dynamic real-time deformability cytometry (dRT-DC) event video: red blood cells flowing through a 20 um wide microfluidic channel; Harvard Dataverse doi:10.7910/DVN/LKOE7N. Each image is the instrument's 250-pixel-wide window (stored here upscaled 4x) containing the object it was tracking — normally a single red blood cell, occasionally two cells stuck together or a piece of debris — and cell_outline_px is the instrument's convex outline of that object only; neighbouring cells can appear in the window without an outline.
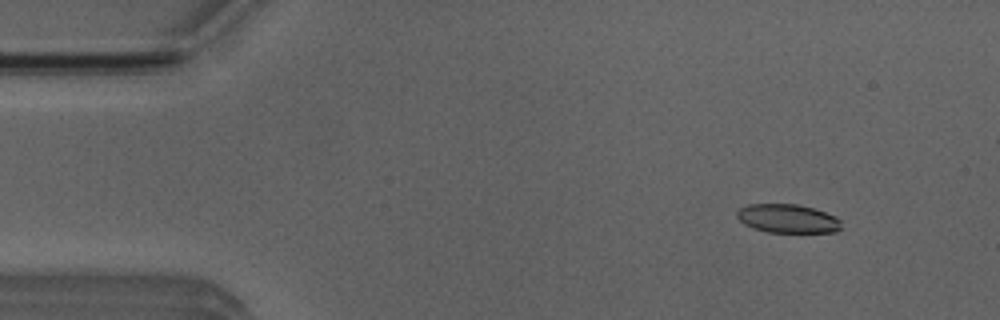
{"species": "Egyptian fruit bat (a non-hibernating species)", "species_latin": "Rousettus aegyptiacus", "temperature_condition": "room temperature", "stored_images_in_passage": 53, "camera_frame_rate_fps": 3000, "um_per_image_px": 0.085, "animal": {"sex": "male"}, "frame": {"image": 1, "passage_image": 5, "time_ms": 1.333, "image_size_px": [1000, 320], "cell_outline_px": [[840, 228], [836, 232], [768, 232], [752, 228], [744, 224], [736, 216], [736, 212], [740, 208], [748, 204], [796, 204], [812, 208], [836, 216], [840, 220]], "centroid_in_image_um": [66.92, 18.58], "position_along_channel_um": 18.1, "area_um2": 17.4}}
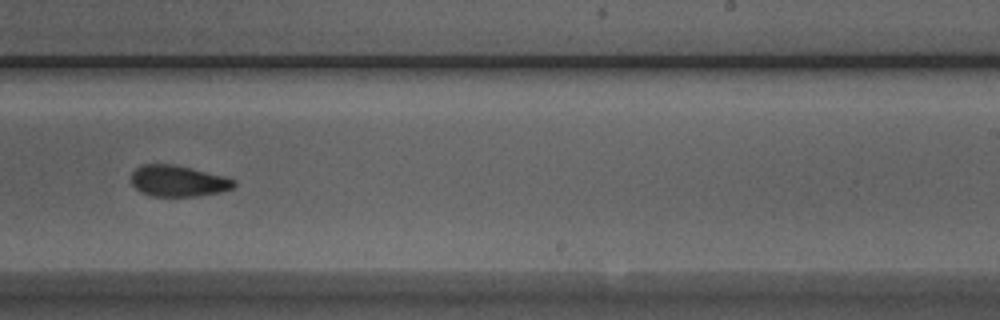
{"frame": {"image": 2, "passage_image": 32, "time_ms": 10.333, "image_size_px": [1000, 320], "cell_outline_px": [[236, 184], [232, 188], [220, 192], [196, 196], [152, 196], [140, 192], [132, 184], [132, 172], [136, 168], [144, 164], [176, 164], [224, 176], [236, 180]], "centroid_in_image_um": [15.14, 15.38], "position_along_channel_um": 273.9, "area_um2": 18.67}}
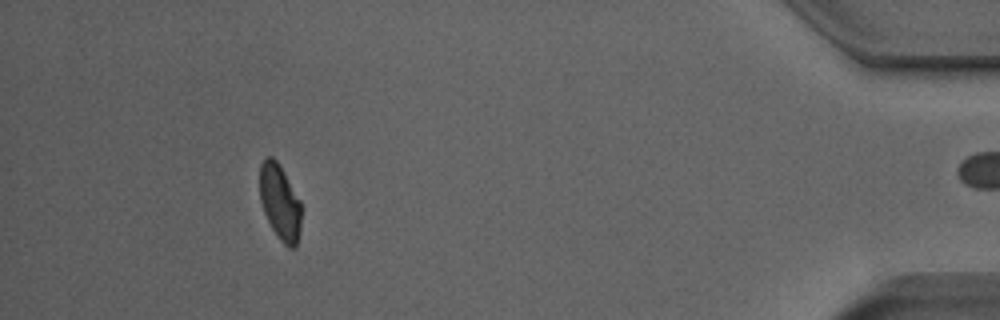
{"frame": {"image": 3, "passage_image": 48, "time_ms": 15.667, "image_size_px": [1000, 320], "cell_outline_px": [[300, 228], [296, 248], [288, 248], [280, 240], [272, 228], [264, 212], [260, 200], [260, 164], [264, 156], [272, 156], [276, 160], [300, 200]], "centroid_in_image_um": [23.78, 17.19], "position_along_channel_um": 411.4, "area_um2": 18.09}, "authors_computed_cell_mechanics": {"area_um2": 19.074, "velocity_mm_per_s": 3.8233, "shape_relaxation_time_tau1_ms": 5.8643, "shape_relaxation_time_tau2_ms": 4.1185, "deformation_change_tau1": 0.1408, "deformation_change_tau2": 0.1003}}